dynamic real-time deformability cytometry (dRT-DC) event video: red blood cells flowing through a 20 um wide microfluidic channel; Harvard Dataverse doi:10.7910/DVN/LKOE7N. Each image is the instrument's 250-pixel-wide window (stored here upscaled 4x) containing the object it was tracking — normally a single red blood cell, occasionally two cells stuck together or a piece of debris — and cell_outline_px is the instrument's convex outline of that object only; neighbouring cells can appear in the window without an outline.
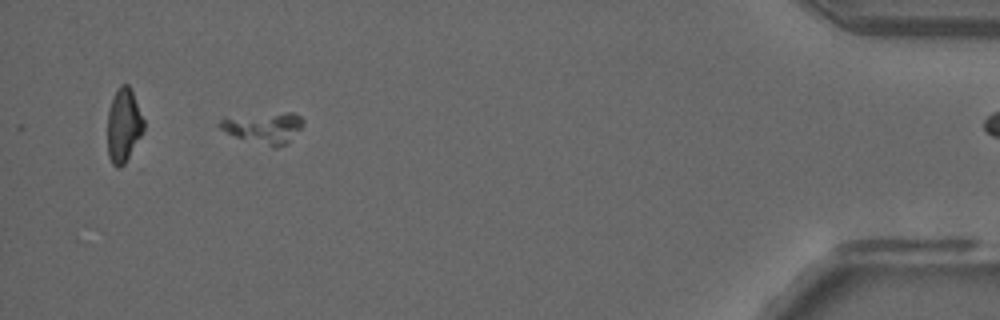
{"species": "common noctule bat (a hibernating species)", "species_latin": "Nyctalus noctula", "temperature_condition": "room temperature", "stored_images_in_passage": 37, "camera_frame_rate_fps": 3000, "um_per_image_px": 0.085, "animal": {"sex": "male", "forearm_length_mm": 52.5}, "frame": {"image": 1, "passage_image": 32, "time_ms": 10.333, "image_size_px": [1000, 320], "cell_outline_px": [[304, 120], [300, 128], [284, 144], [276, 148], [272, 148], [236, 136], [220, 128], [216, 124], [224, 116], [288, 112], [292, 112], [300, 116]], "centroid_in_image_um": [22.37, 10.82], "position_along_channel_um": 412.8, "area_um2": 14.97}}